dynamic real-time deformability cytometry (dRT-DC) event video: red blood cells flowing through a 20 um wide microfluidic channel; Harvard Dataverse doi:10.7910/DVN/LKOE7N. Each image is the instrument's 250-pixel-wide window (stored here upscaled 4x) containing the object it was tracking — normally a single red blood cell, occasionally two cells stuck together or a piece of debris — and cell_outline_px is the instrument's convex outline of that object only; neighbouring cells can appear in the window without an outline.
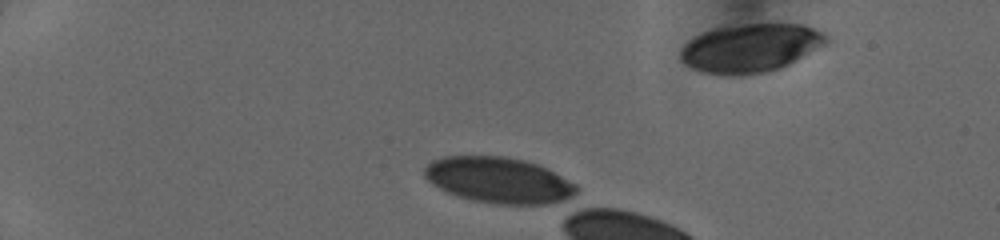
{"species": "human", "species_latin": "Homo sapiens", "temperature_condition": "cold", "stored_images_in_passage": 11, "camera_frame_rate_fps": 3000, "um_per_image_px": 0.085, "donor": {"sex": "female"}, "frame": {"image": 1, "passage_image": 5, "time_ms": 1.333, "image_size_px": [1000, 240], "cell_outline_px": [[828, 40], [824, 44], [788, 64], [780, 68], [764, 72], [704, 72], [692, 68], [684, 64], [680, 60], [680, 52], [684, 44], [688, 40], [704, 32], [716, 28], [744, 24], [804, 24], [820, 32]], "centroid_in_image_um": [63.75, 4.04], "position_along_channel_um": 21.2, "area_um2": 39.71}}